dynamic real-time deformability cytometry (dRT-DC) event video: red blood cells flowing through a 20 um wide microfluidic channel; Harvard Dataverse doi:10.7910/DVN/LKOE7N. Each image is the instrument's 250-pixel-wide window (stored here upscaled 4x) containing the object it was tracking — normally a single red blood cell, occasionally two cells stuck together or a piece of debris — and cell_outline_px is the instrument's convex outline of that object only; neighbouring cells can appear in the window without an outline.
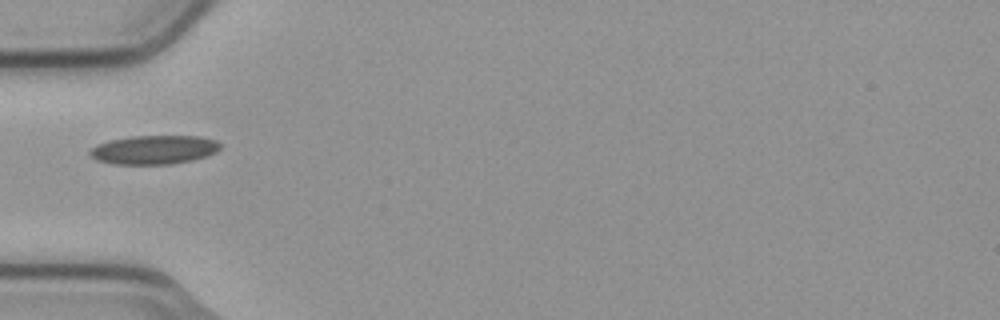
{"species": "common noctule bat (a hibernating species)", "species_latin": "Nyctalus noctula", "temperature_condition": "cold", "stored_images_in_passage": 7, "camera_frame_rate_fps": 3000, "um_per_image_px": 0.085, "animal": {"sex": "male", "body_mass_g": 23.1, "forearm_length_mm": 52.7}, "frame": {"image": 1, "passage_image": 6, "time_ms": 1.667, "image_size_px": [1000, 320], "cell_outline_px": [[220, 148], [216, 152], [208, 156], [192, 160], [172, 164], [112, 164], [96, 160], [88, 152], [96, 144], [112, 140], [132, 136], [200, 136], [216, 140], [220, 144]], "centroid_in_image_um": [13.11, 12.73], "position_along_channel_um": 71.9, "area_um2": 21.96}}
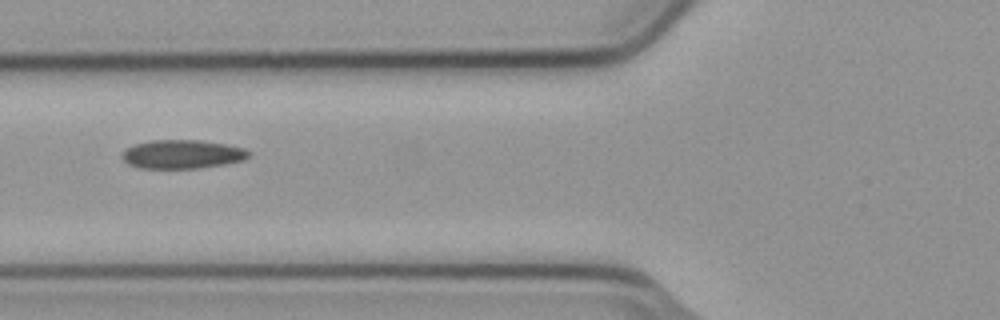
{"frame": {"image": 2, "passage_image": 7, "time_ms": 2.0, "image_size_px": [1000, 320], "cell_outline_px": [[252, 152], [244, 160], [196, 168], [140, 168], [128, 164], [120, 156], [128, 148], [136, 144], [152, 140], [200, 140], [224, 144], [244, 148]], "centroid_in_image_um": [15.49, 13.1], "position_along_channel_um": 110.3, "area_um2": 20.92}}